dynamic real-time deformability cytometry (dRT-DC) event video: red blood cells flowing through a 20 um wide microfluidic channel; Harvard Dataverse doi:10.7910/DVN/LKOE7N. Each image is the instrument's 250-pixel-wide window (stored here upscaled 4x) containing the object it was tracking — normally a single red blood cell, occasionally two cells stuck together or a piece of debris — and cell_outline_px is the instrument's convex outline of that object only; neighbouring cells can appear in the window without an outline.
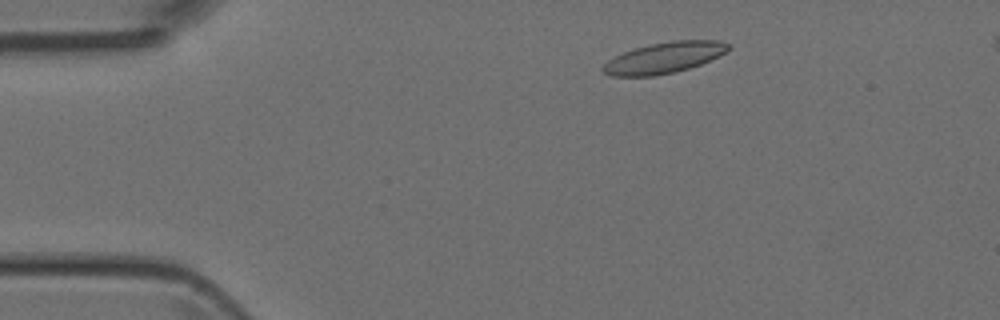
{"species": "Egyptian fruit bat (a non-hibernating species)", "species_latin": "Rousettus aegyptiacus", "temperature_condition": "room temperature", "stored_images_in_passage": 4, "camera_frame_rate_fps": 3000, "um_per_image_px": 0.085, "animal": {"sex": "female"}, "frame": {"image": 1, "passage_image": 2, "time_ms": 1.333, "image_size_px": [1000, 320], "cell_outline_px": [[732, 48], [720, 56], [700, 64], [676, 72], [652, 76], [612, 76], [604, 72], [600, 68], [608, 60], [624, 52], [648, 44], [672, 40], [720, 40], [728, 44]], "centroid_in_image_um": [56.48, 4.9], "position_along_channel_um": 28.5, "area_um2": 22.66}}